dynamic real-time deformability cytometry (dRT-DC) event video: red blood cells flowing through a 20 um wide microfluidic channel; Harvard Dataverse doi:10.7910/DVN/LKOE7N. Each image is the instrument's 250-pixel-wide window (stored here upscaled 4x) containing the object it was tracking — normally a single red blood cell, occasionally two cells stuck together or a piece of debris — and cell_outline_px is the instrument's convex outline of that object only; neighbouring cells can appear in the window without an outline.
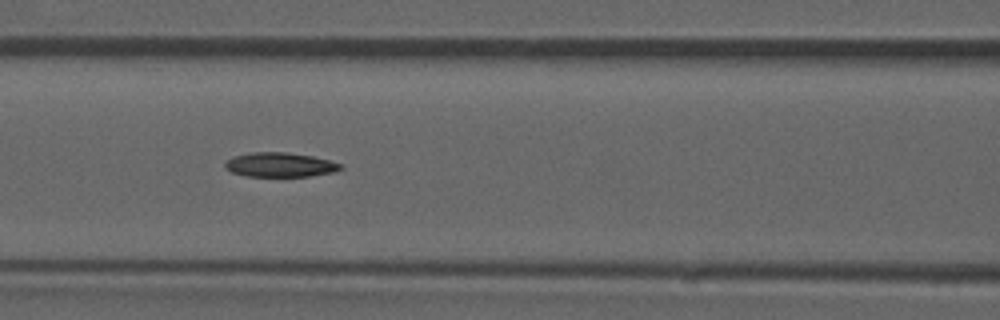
{"species": "common noctule bat (a hibernating species)", "species_latin": "Nyctalus noctula", "temperature_condition": "room temperature", "stored_images_in_passage": 36, "camera_frame_rate_fps": 3000, "um_per_image_px": 0.085, "animal": {"sex": "male", "forearm_length_mm": 52.5}, "frame": {"image": 1, "passage_image": 6, "time_ms": 1.667, "image_size_px": [1000, 320], "cell_outline_px": [[344, 168], [332, 172], [308, 176], [248, 176], [232, 172], [224, 168], [224, 164], [228, 160], [236, 156], [252, 152], [284, 152], [312, 156], [344, 164]], "centroid_in_image_um": [23.82, 14.0], "position_along_channel_um": 142.8, "area_um2": 16.24}}